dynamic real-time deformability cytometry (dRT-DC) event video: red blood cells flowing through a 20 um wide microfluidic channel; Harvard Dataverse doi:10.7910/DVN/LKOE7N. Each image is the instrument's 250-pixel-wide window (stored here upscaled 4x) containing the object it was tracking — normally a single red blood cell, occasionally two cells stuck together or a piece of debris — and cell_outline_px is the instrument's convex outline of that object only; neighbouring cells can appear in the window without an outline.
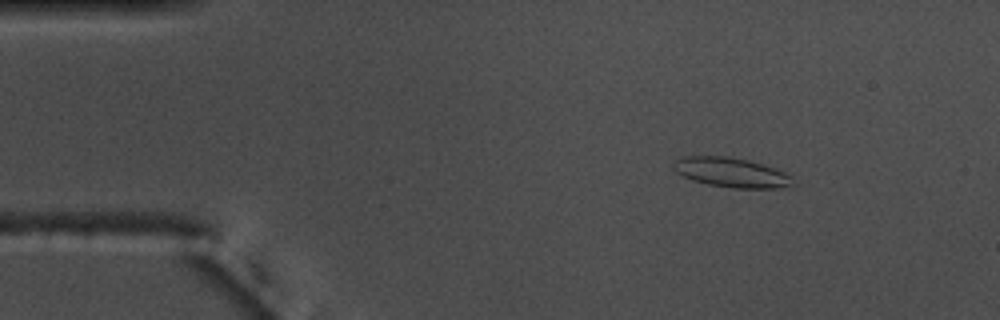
{"species": "common noctule bat (a hibernating species)", "species_latin": "Nyctalus noctula", "temperature_condition": "warm", "stored_images_in_passage": 48, "camera_frame_rate_fps": 3000, "um_per_image_px": 0.085, "animal": {"sex": "male", "body_mass_g": 17.5, "forearm_length_mm": 52.3}, "frame": {"image": 1, "passage_image": 1, "time_ms": 0.0, "image_size_px": [1000, 320], "cell_outline_px": [[792, 184], [776, 188], [732, 188], [708, 184], [692, 180], [676, 172], [672, 168], [676, 160], [680, 156], [728, 156], [748, 160], [776, 168], [792, 176]], "centroid_in_image_um": [62.13, 14.65], "position_along_channel_um": 22.9, "area_um2": 20.52}}
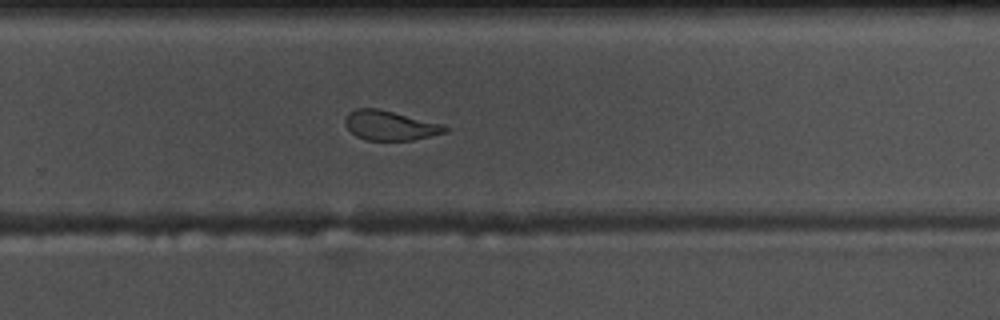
{"frame": {"image": 2, "passage_image": 29, "time_ms": 9.333, "image_size_px": [1000, 320], "cell_outline_px": [[448, 132], [412, 140], [364, 140], [356, 136], [344, 124], [344, 120], [348, 112], [356, 108], [376, 108], [444, 124], [448, 128]], "centroid_in_image_um": [33.14, 10.67], "position_along_channel_um": 296.7, "area_um2": 17.22}}
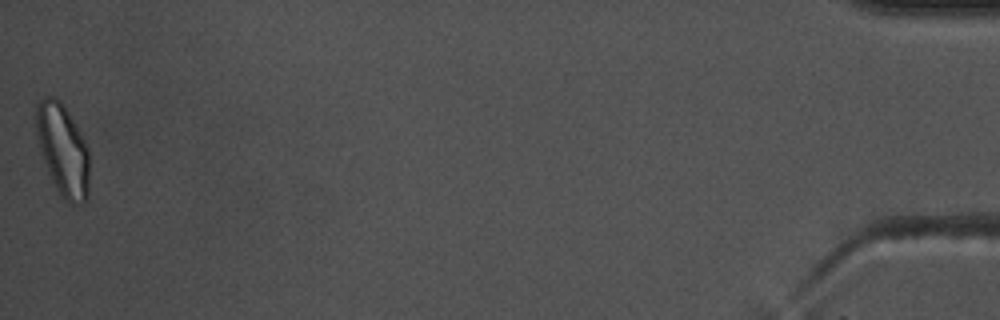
{"frame": {"image": 3, "passage_image": 48, "time_ms": 15.667, "image_size_px": [1000, 320], "cell_outline_px": [[88, 200], [84, 204], [68, 204], [60, 196], [48, 172], [36, 136], [36, 104], [44, 96], [56, 96], [60, 100], [68, 112], [84, 140], [88, 148]], "centroid_in_image_um": [5.34, 12.77], "position_along_channel_um": 429.9, "area_um2": 28.5}, "authors_computed_cell_mechanics": {"area_um2": 19.2185, "velocity_mm_per_s": 3.7099, "shape_relaxation_time_tau1_ms": 6.7166, "shape_relaxation_time_tau2_ms": 2.221, "deformation_change_tau1": 0.2071, "deformation_change_tau2": 0.0959}}